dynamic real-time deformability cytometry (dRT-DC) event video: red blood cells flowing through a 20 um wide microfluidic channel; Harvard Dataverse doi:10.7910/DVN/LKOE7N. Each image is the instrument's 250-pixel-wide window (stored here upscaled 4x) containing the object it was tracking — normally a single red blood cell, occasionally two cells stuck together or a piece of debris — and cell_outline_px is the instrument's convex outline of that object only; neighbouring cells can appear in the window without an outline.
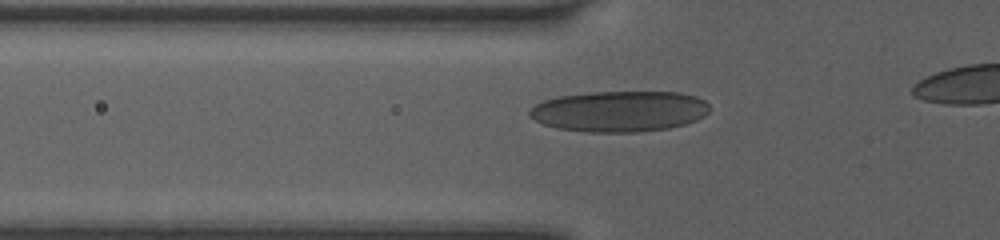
{"species": "human", "species_latin": "Homo sapiens", "temperature_condition": "room temperature", "stored_images_in_passage": 40, "camera_frame_rate_fps": 3000, "um_per_image_px": 0.085, "donor": {"sex": "female"}, "frame": {"image": 1, "passage_image": 13, "time_ms": 4.0, "image_size_px": [1000, 240], "cell_outline_px": [[708, 112], [704, 116], [696, 120], [684, 124], [668, 128], [640, 132], [588, 132], [556, 128], [544, 124], [528, 116], [528, 112], [536, 104], [544, 100], [560, 96], [592, 92], [680, 92], [696, 96], [704, 100], [708, 104]], "centroid_in_image_um": [52.66, 9.46], "position_along_channel_um": 73.1, "area_um2": 42.83}}
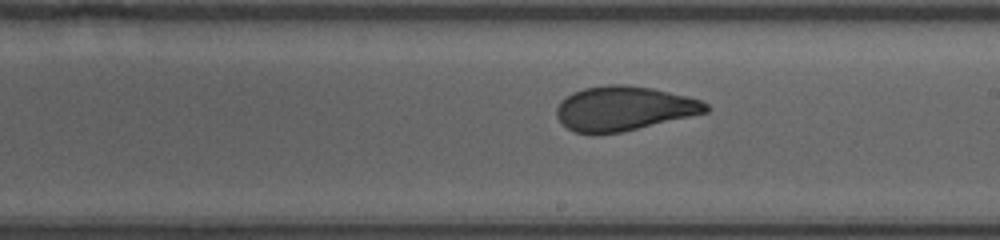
{"frame": {"image": 2, "passage_image": 25, "time_ms": 8.0, "image_size_px": [1000, 240], "cell_outline_px": [[712, 108], [708, 112], [620, 132], [576, 132], [568, 128], [556, 116], [556, 108], [560, 100], [572, 92], [584, 88], [608, 84], [624, 84], [652, 88], [688, 96], [700, 100], [708, 104]], "centroid_in_image_um": [53.04, 9.19], "position_along_channel_um": 236.0, "area_um2": 38.26}}
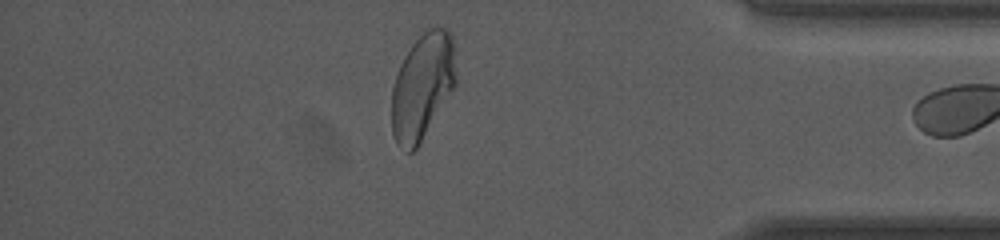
{"frame": {"image": 3, "passage_image": 39, "time_ms": 12.667, "image_size_px": [1000, 240], "cell_outline_px": [[456, 84], [416, 148], [412, 152], [408, 152], [400, 148], [396, 144], [392, 132], [392, 84], [400, 64], [404, 56], [412, 44], [428, 28], [436, 24], [448, 28], [452, 32], [456, 72]], "centroid_in_image_um": [35.91, 7.29], "position_along_channel_um": 399.3, "area_um2": 39.94}}